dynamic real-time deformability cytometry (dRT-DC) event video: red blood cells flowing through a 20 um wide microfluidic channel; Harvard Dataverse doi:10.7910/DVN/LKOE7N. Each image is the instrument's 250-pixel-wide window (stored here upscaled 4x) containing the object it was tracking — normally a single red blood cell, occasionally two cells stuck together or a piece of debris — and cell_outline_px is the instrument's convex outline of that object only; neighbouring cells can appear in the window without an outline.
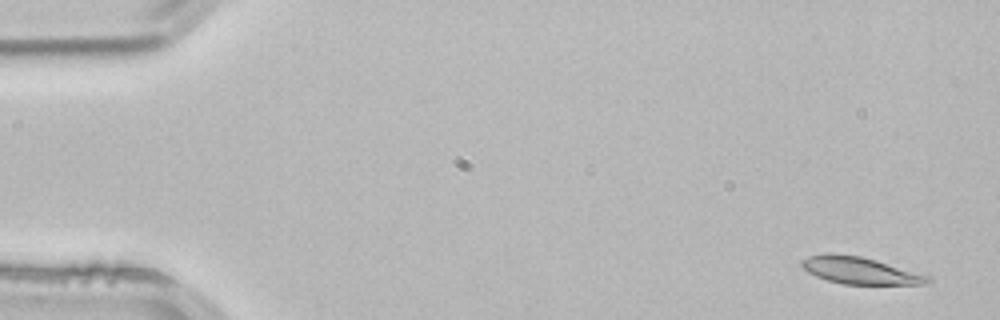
{"species": "common noctule bat (a hibernating species)", "species_latin": "Nyctalus noctula", "temperature_condition": "room temperature", "stored_images_in_passage": 4, "segment_of_instrument_passage": [1, 2], "camera_frame_rate_fps": 3000, "um_per_image_px": 0.085, "animal": {"sex": "male", "body_mass_g": 21.5, "forearm_length_mm": 52.0}, "frame": {"image": 1, "passage_image": 1, "time_ms": 0.0, "image_size_px": [1000, 320], "cell_outline_px": [[932, 280], [924, 284], [844, 284], [828, 280], [816, 276], [808, 272], [800, 264], [800, 260], [808, 256], [828, 252], [860, 256], [876, 260], [928, 276]], "centroid_in_image_um": [73.02, 22.98], "position_along_channel_um": 12.0, "area_um2": 19.59}}
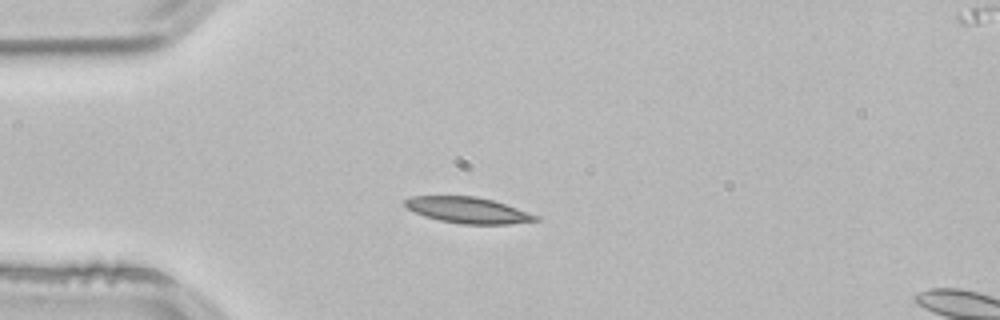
{"frame": {"image": 2, "passage_image": 3, "time_ms": 0.667, "image_size_px": [1000, 320], "cell_outline_px": [[540, 220], [508, 224], [464, 224], [440, 220], [424, 216], [408, 208], [404, 204], [404, 200], [412, 196], [476, 196], [492, 200], [540, 216]], "centroid_in_image_um": [39.78, 17.86], "position_along_channel_um": 45.2, "area_um2": 19.59}}